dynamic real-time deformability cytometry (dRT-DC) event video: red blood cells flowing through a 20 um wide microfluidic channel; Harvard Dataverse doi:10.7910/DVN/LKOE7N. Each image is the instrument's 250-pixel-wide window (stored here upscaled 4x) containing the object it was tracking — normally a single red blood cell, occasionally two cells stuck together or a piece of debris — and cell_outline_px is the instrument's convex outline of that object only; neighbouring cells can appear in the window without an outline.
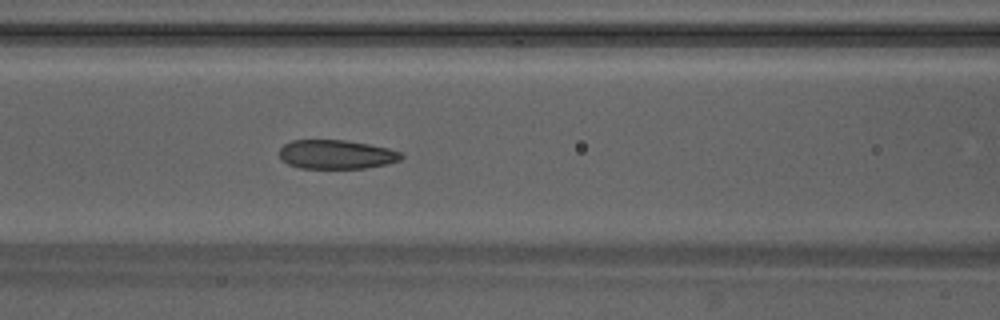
{"species": "Egyptian fruit bat (a non-hibernating species)", "species_latin": "Rousettus aegyptiacus", "temperature_condition": "warm", "stored_images_in_passage": 49, "camera_frame_rate_fps": 3000, "um_per_image_px": 0.085, "animal": {"sex": "male"}, "frame": {"image": 1, "passage_image": 21, "time_ms": 6.667, "image_size_px": [1000, 320], "cell_outline_px": [[404, 156], [400, 160], [388, 164], [364, 168], [300, 168], [288, 164], [280, 160], [280, 148], [284, 144], [292, 140], [344, 140], [368, 144], [388, 148], [404, 152]], "centroid_in_image_um": [28.6, 13.13], "position_along_channel_um": 138.0, "area_um2": 20.75}}
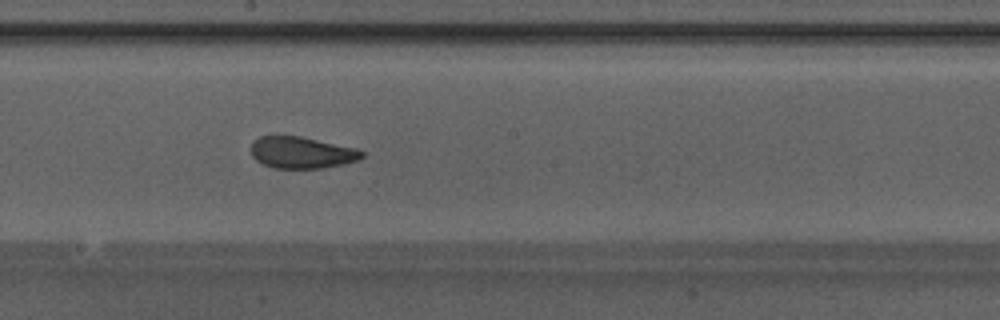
{"frame": {"image": 2, "passage_image": 27, "time_ms": 8.667, "image_size_px": [1000, 320], "cell_outline_px": [[364, 156], [360, 160], [344, 164], [324, 168], [272, 168], [256, 160], [252, 156], [252, 140], [260, 136], [300, 136], [356, 148], [364, 152]], "centroid_in_image_um": [25.66, 12.97], "position_along_channel_um": 222.5, "area_um2": 20.52}}
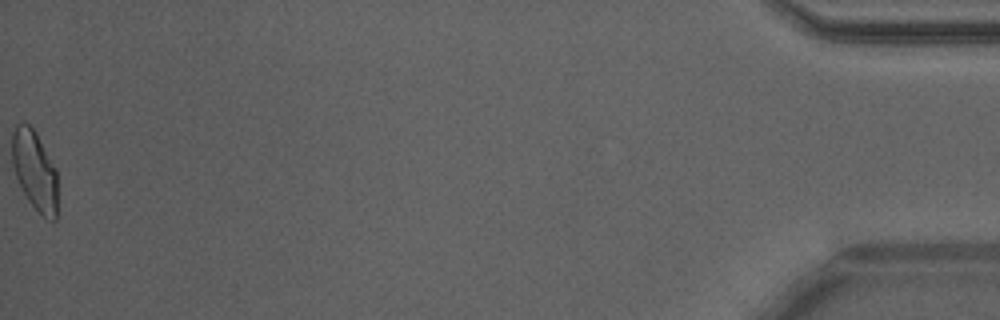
{"frame": {"image": 3, "passage_image": 49, "time_ms": 16.0, "image_size_px": [1000, 320], "cell_outline_px": [[56, 220], [48, 220], [28, 200], [16, 176], [12, 164], [12, 132], [16, 124], [20, 120], [28, 124], [36, 132], [56, 168]], "centroid_in_image_um": [2.93, 14.42], "position_along_channel_um": 432.3, "area_um2": 20.92}, "authors_computed_cell_mechanics": {"area_um2": 21.5016, "velocity_mm_per_s": 4.2444, "shape_relaxation_time_tau1_ms": null, "shape_relaxation_time_tau2_ms": 1.4143, "deformation_change_tau1": null, "deformation_change_tau2": 0.0792}}